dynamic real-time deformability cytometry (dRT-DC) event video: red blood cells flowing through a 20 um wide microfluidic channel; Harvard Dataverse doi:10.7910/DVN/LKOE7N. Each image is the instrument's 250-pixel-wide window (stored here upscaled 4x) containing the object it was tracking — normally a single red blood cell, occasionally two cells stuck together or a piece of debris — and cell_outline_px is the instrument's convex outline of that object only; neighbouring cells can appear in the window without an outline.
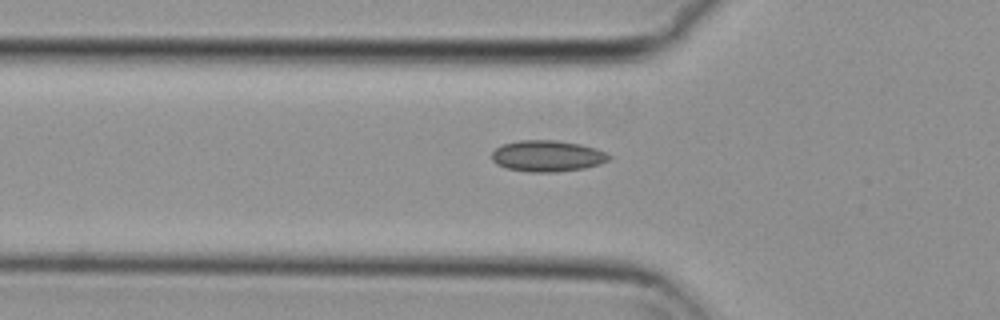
{"species": "common noctule bat (a hibernating species)", "species_latin": "Nyctalus noctula", "temperature_condition": "cold", "stored_images_in_passage": 49, "camera_frame_rate_fps": 3000, "um_per_image_px": 0.085, "animal": {"sex": "female", "body_mass_g": 29.2, "forearm_length_mm": 56.3}, "frame": {"image": 1, "passage_image": 19, "time_ms": 6.0, "image_size_px": [1000, 320], "cell_outline_px": [[612, 156], [608, 160], [600, 164], [584, 168], [556, 172], [528, 172], [508, 168], [496, 164], [492, 160], [492, 152], [500, 144], [520, 140], [556, 140], [580, 144], [596, 148]], "centroid_in_image_um": [46.51, 13.25], "position_along_channel_um": 79.3, "area_um2": 21.39}}
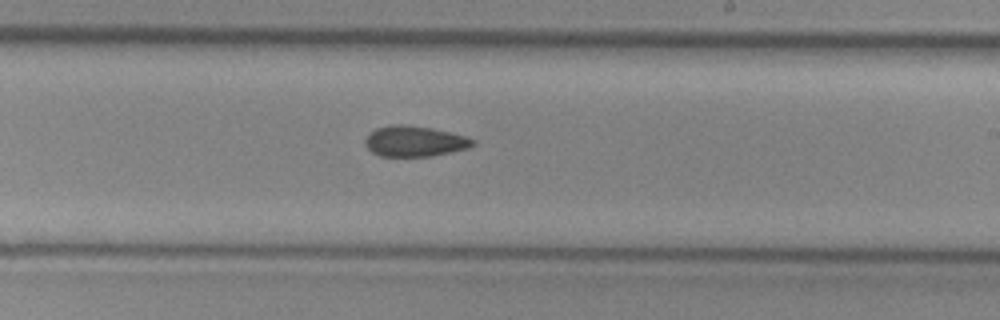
{"frame": {"image": 2, "passage_image": 33, "time_ms": 10.667, "image_size_px": [1000, 320], "cell_outline_px": [[476, 144], [468, 148], [432, 156], [380, 156], [372, 152], [364, 144], [364, 140], [368, 132], [376, 128], [388, 124], [400, 124], [432, 128], [464, 136], [476, 140]], "centroid_in_image_um": [35.2, 12.0], "position_along_channel_um": 253.8, "area_um2": 19.31}}
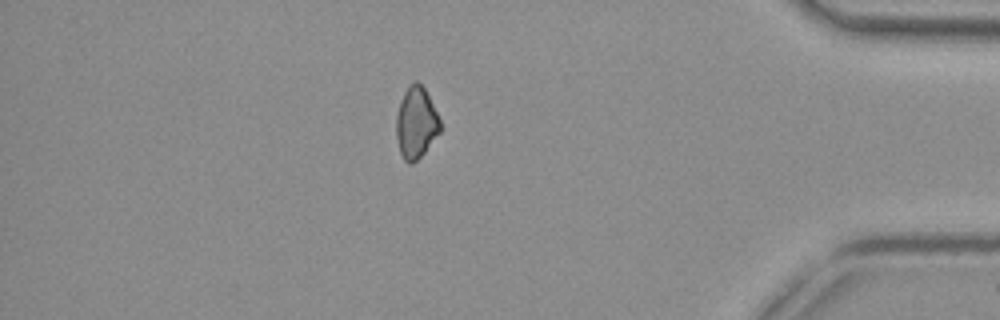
{"frame": {"image": 3, "passage_image": 48, "time_ms": 15.667, "image_size_px": [1000, 320], "cell_outline_px": [[440, 132], [424, 152], [412, 164], [408, 164], [404, 160], [400, 152], [396, 136], [396, 116], [400, 100], [408, 84], [416, 80], [424, 88], [440, 120]], "centroid_in_image_um": [35.34, 10.43], "position_along_channel_um": 399.9, "area_um2": 18.15}}